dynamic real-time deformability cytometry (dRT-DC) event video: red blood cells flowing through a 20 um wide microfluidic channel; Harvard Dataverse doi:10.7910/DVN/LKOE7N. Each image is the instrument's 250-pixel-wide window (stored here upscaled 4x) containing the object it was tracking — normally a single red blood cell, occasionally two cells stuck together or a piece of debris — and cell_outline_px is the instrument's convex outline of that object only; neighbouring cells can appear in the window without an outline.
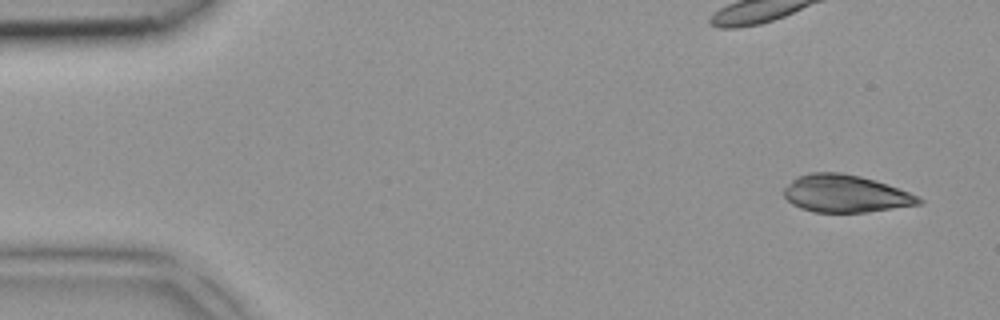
{"species": "common noctule bat (a hibernating species)", "species_latin": "Nyctalus noctula", "temperature_condition": "room temperature", "stored_images_in_passage": 3, "camera_frame_rate_fps": 3000, "um_per_image_px": 0.085, "animal": {"sex": "female", "body_mass_g": 18.4}, "frame": {"image": 1, "passage_image": 1, "time_ms": 0.0, "image_size_px": [1000, 320], "cell_outline_px": [[924, 200], [920, 204], [864, 212], [812, 212], [800, 208], [792, 204], [784, 196], [784, 188], [796, 176], [812, 172], [840, 172], [860, 176], [920, 196]], "centroid_in_image_um": [71.82, 16.46], "position_along_channel_um": 13.2, "area_um2": 29.13}}